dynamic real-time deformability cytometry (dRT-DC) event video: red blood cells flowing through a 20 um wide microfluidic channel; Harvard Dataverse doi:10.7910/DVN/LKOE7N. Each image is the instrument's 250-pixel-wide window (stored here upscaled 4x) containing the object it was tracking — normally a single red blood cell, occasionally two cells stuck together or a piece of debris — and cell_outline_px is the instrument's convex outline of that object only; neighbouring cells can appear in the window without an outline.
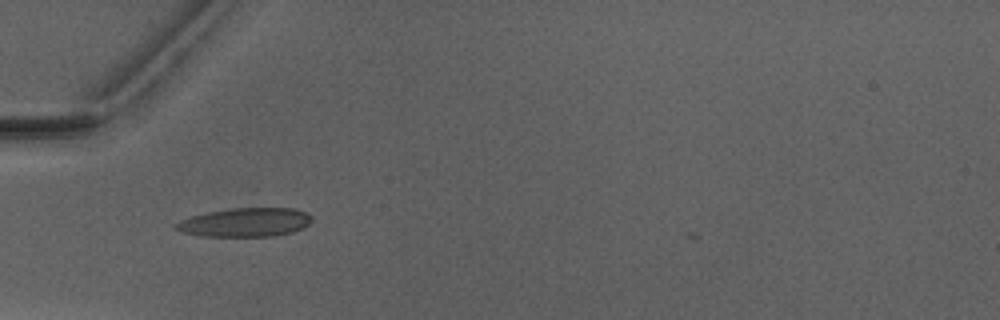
{"species": "Egyptian fruit bat (a non-hibernating species)", "species_latin": "Rousettus aegyptiacus", "temperature_condition": "warm", "stored_images_in_passage": 7, "camera_frame_rate_fps": 3000, "um_per_image_px": 0.085, "animal": {"sex": "male"}, "frame": {"image": 1, "passage_image": 5, "time_ms": 5.0, "image_size_px": [1000, 320], "cell_outline_px": [[312, 220], [304, 228], [292, 232], [272, 236], [200, 236], [184, 232], [176, 228], [176, 224], [180, 220], [192, 216], [208, 212], [232, 208], [296, 208], [312, 216]], "centroid_in_image_um": [20.89, 18.89], "position_along_channel_um": 64.1, "area_um2": 22.66}}
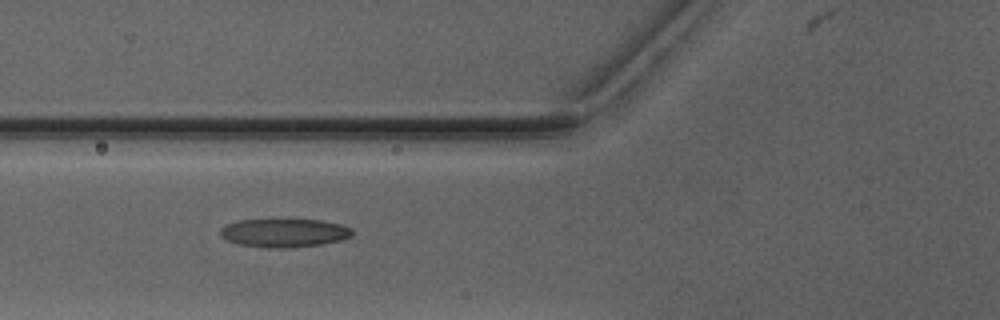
{"frame": {"image": 2, "passage_image": 6, "time_ms": 6.0, "image_size_px": [1000, 320], "cell_outline_px": [[352, 236], [340, 240], [320, 244], [288, 248], [268, 248], [240, 244], [228, 240], [220, 236], [220, 228], [228, 224], [240, 220], [320, 220], [340, 224], [352, 228]], "centroid_in_image_um": [24.16, 19.8], "position_along_channel_um": 101.6, "area_um2": 21.68}}
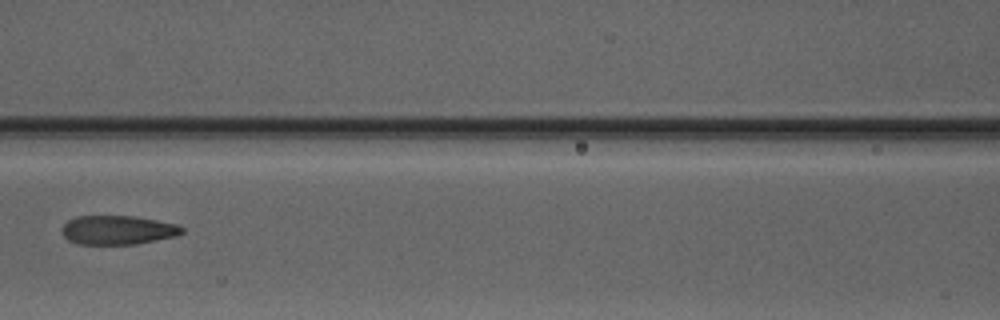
{"frame": {"image": 3, "passage_image": 7, "time_ms": 7.333, "image_size_px": [1000, 320], "cell_outline_px": [[184, 232], [176, 236], [136, 244], [80, 244], [68, 240], [64, 236], [60, 228], [68, 220], [76, 216], [136, 216], [176, 224], [184, 228]], "centroid_in_image_um": [10.0, 19.55], "position_along_channel_um": 156.6, "area_um2": 20.35}}